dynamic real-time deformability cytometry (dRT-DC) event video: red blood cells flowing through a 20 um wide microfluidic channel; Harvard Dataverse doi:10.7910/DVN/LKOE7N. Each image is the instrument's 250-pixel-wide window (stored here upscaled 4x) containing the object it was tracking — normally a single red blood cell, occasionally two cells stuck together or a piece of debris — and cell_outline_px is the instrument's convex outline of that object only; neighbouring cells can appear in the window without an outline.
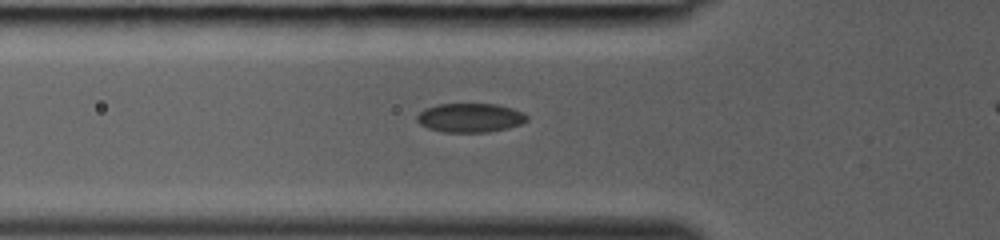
{"species": "common noctule bat (a hibernating species)", "species_latin": "Nyctalus noctula", "temperature_condition": "room temperature", "stored_images_in_passage": 24, "camera_frame_rate_fps": 3000, "um_per_image_px": 0.085, "animal": {"sex": "female", "body_mass_g": 19.0, "forearm_length_mm": 53.3}, "frame": {"image": 1, "passage_image": 2, "time_ms": 0.333, "image_size_px": [1000, 240], "cell_outline_px": [[528, 120], [520, 124], [508, 128], [488, 132], [444, 132], [428, 128], [420, 124], [416, 120], [416, 116], [424, 108], [436, 104], [496, 104], [512, 108], [524, 112], [528, 116]], "centroid_in_image_um": [39.96, 10.0], "position_along_channel_um": 85.8, "area_um2": 18.73}}
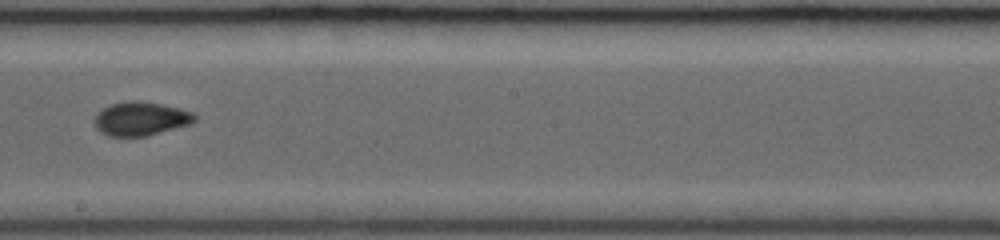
{"frame": {"image": 2, "passage_image": 11, "time_ms": 3.333, "image_size_px": [1000, 240], "cell_outline_px": [[196, 120], [192, 124], [144, 136], [108, 136], [100, 132], [96, 128], [92, 120], [96, 112], [112, 104], [160, 104], [180, 108], [192, 112], [196, 116]], "centroid_in_image_um": [11.95, 10.15], "position_along_channel_um": 236.2, "area_um2": 19.02}}
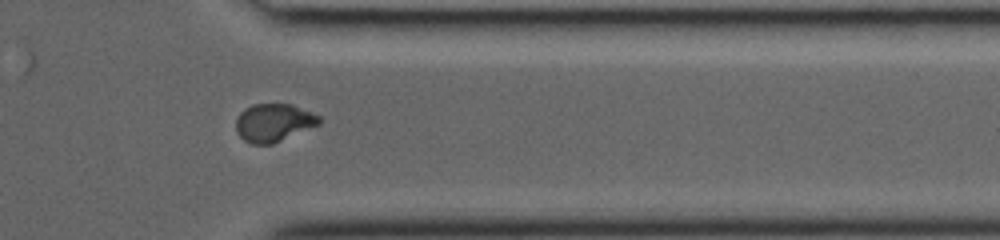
{"frame": {"image": 3, "passage_image": 20, "time_ms": 6.333, "image_size_px": [1000, 240], "cell_outline_px": [[320, 124], [272, 144], [252, 144], [244, 140], [236, 132], [236, 120], [240, 112], [244, 108], [252, 104], [292, 104], [312, 112], [320, 116]], "centroid_in_image_um": [23.25, 10.41], "position_along_channel_um": 388.2, "area_um2": 18.44}}